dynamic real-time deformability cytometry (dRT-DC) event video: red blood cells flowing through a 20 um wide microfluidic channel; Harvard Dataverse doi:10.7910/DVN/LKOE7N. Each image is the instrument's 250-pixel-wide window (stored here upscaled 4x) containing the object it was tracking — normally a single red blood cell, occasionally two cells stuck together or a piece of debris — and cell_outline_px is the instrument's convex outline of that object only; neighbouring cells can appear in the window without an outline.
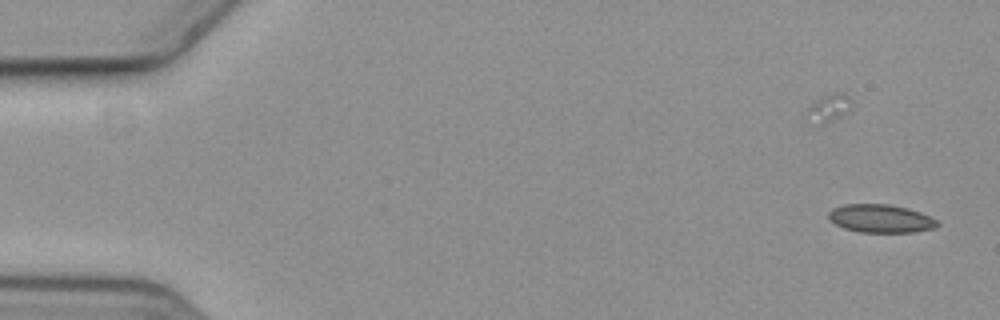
{"species": "common noctule bat (a hibernating species)", "species_latin": "Nyctalus noctula", "temperature_condition": "cold", "stored_images_in_passage": 6, "camera_frame_rate_fps": 3000, "um_per_image_px": 0.085, "animal": {"sex": "female", "body_mass_g": 19.3, "forearm_length_mm": 54.1}, "frame": {"image": 1, "passage_image": 2, "time_ms": 1.333, "image_size_px": [1000, 320], "cell_outline_px": [[940, 224], [936, 228], [912, 232], [860, 232], [844, 228], [836, 224], [828, 216], [828, 212], [832, 208], [844, 204], [888, 204], [908, 208], [920, 212], [936, 220]], "centroid_in_image_um": [74.86, 18.57], "position_along_channel_um": 10.1, "area_um2": 17.8}}
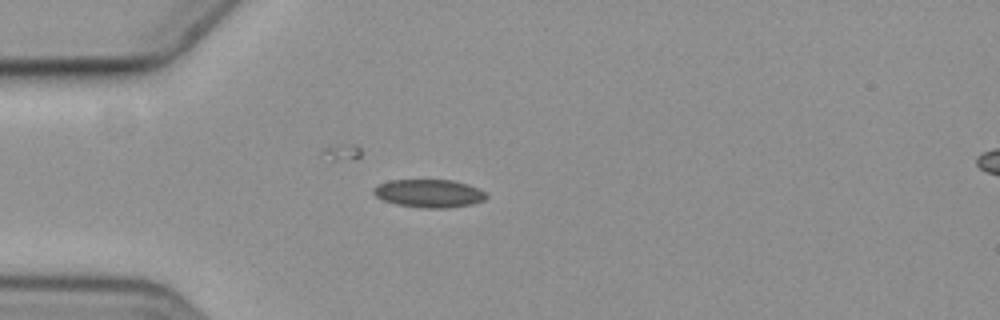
{"frame": {"image": 2, "passage_image": 6, "time_ms": 6.0, "image_size_px": [1000, 320], "cell_outline_px": [[488, 196], [484, 200], [472, 204], [448, 208], [420, 208], [396, 204], [384, 200], [376, 196], [372, 192], [372, 188], [388, 180], [452, 180], [468, 184], [484, 192]], "centroid_in_image_um": [36.45, 16.44], "position_along_channel_um": 48.5, "area_um2": 18.44}}